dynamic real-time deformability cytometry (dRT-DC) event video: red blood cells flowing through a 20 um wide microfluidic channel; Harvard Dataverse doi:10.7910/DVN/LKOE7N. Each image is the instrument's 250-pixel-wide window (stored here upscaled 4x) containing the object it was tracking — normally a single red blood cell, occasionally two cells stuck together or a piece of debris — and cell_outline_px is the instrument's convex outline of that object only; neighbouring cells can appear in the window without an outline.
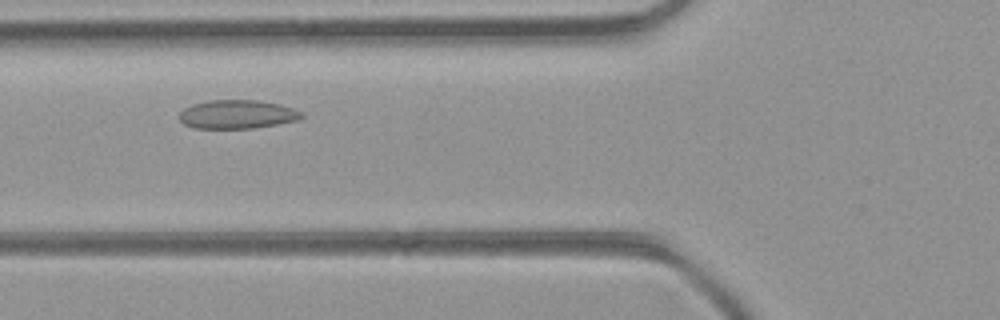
{"species": "common noctule bat (a hibernating species)", "species_latin": "Nyctalus noctula", "temperature_condition": "room temperature", "stored_images_in_passage": 32, "camera_frame_rate_fps": 3000, "um_per_image_px": 0.085, "animal": {"sex": "female", "body_mass_g": 21.9}, "frame": {"image": 1, "passage_image": 8, "time_ms": 2.333, "image_size_px": [1000, 320], "cell_outline_px": [[304, 116], [300, 120], [252, 128], [196, 128], [184, 124], [180, 120], [180, 112], [184, 108], [192, 104], [208, 100], [256, 100], [280, 104], [304, 112]], "centroid_in_image_um": [20.19, 9.71], "position_along_channel_um": 105.6, "area_um2": 20.46}}
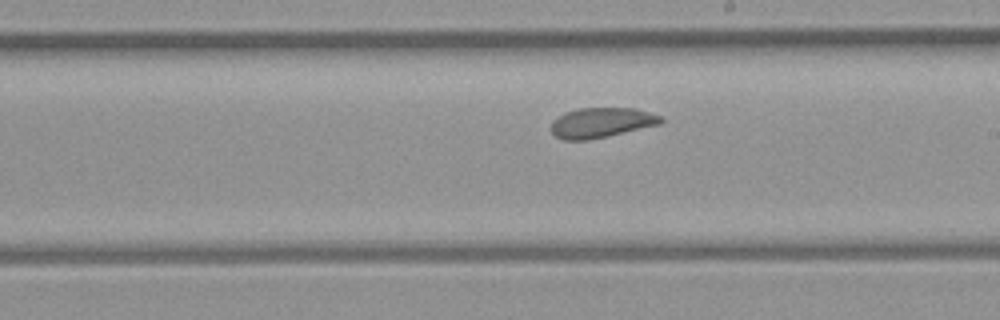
{"frame": {"image": 2, "passage_image": 17, "time_ms": 5.333, "image_size_px": [1000, 320], "cell_outline_px": [[664, 120], [660, 124], [608, 136], [588, 140], [564, 140], [556, 136], [552, 132], [552, 120], [568, 112], [580, 108], [636, 108], [660, 116]], "centroid_in_image_um": [51.13, 10.43], "position_along_channel_um": 237.9, "area_um2": 18.96}}
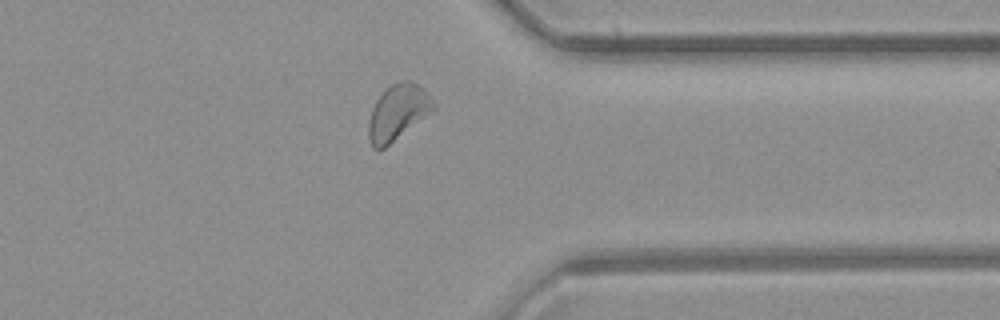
{"frame": {"image": 3, "passage_image": 27, "time_ms": 8.667, "image_size_px": [1000, 320], "cell_outline_px": [[436, 108], [384, 148], [372, 148], [368, 140], [368, 120], [372, 108], [376, 100], [384, 88], [392, 84], [404, 80], [408, 80], [424, 88], [436, 100]], "centroid_in_image_um": [33.81, 9.52], "position_along_channel_um": 377.6, "area_um2": 21.1}}